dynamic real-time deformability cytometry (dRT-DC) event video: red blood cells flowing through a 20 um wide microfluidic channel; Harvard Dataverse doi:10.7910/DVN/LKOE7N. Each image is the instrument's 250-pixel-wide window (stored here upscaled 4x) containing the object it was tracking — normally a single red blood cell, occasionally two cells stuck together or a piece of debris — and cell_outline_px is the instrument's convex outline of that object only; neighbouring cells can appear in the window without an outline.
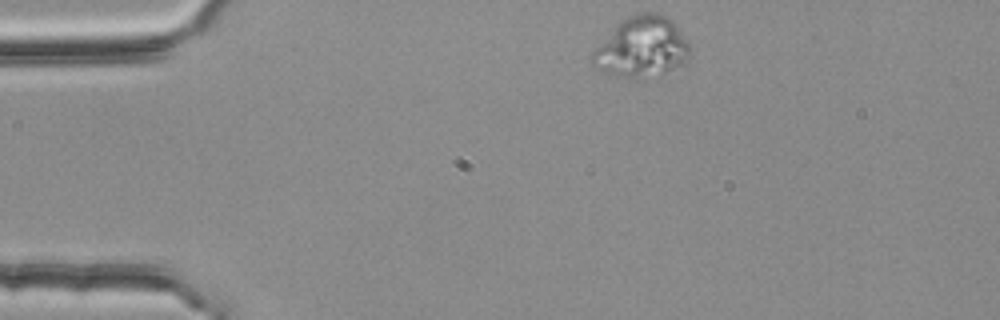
{"species": "common noctule bat (a hibernating species)", "species_latin": "Nyctalus noctula", "temperature_condition": "room temperature", "stored_images_in_passage": 48, "camera_frame_rate_fps": 3000, "um_per_image_px": 0.085, "animal": {"sex": "female", "body_mass_g": 25.1}, "frame": {"image": 1, "passage_image": 1, "time_ms": 0.0, "image_size_px": [1000, 320], "cell_outline_px": [[688, 56], [680, 64], [660, 76], [640, 84], [608, 72], [592, 64], [588, 56], [628, 16], [636, 12], [656, 12], [668, 16], [676, 24], [688, 44]], "centroid_in_image_um": [54.56, 4.07], "position_along_channel_um": 30.4, "area_um2": 34.51}}
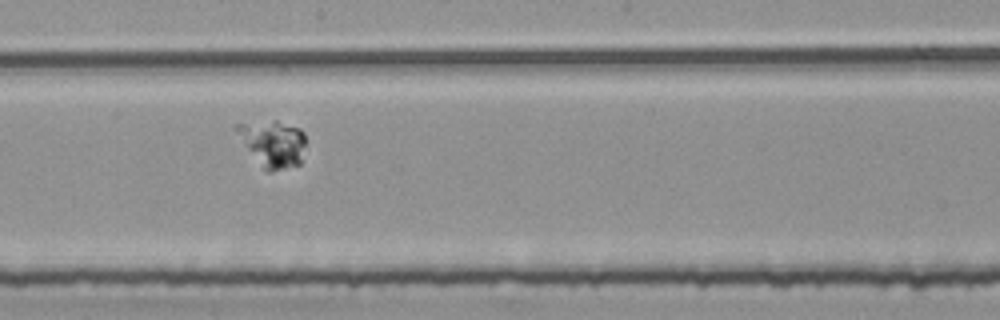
{"frame": {"image": 2, "passage_image": 22, "time_ms": 7.0, "image_size_px": [1000, 320], "cell_outline_px": [[304, 144], [300, 164], [272, 172], [268, 172], [264, 168], [232, 128], [232, 124], [272, 120], [276, 120], [300, 128], [304, 132]], "centroid_in_image_um": [23.17, 12.16], "position_along_channel_um": 225.0, "area_um2": 18.55}}
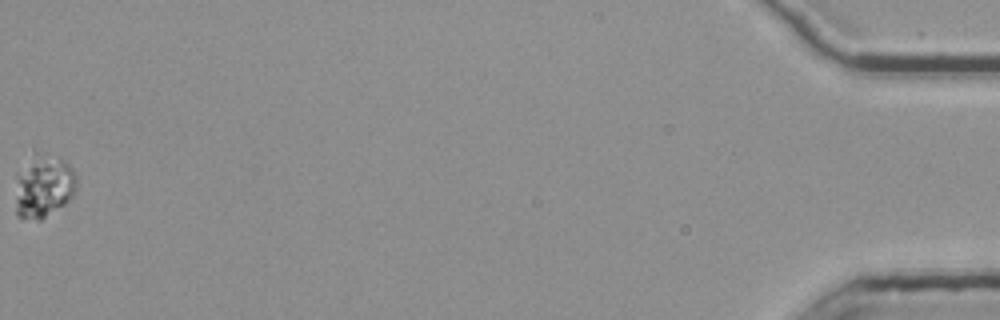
{"frame": {"image": 3, "passage_image": 48, "time_ms": 15.667, "image_size_px": [1000, 320], "cell_outline_px": [[76, 192], [64, 204], [40, 220], [36, 220], [20, 216], [16, 212], [16, 176], [40, 164], [60, 156], [76, 172]], "centroid_in_image_um": [3.8, 16.03], "position_along_channel_um": 431.4, "area_um2": 20.11}}